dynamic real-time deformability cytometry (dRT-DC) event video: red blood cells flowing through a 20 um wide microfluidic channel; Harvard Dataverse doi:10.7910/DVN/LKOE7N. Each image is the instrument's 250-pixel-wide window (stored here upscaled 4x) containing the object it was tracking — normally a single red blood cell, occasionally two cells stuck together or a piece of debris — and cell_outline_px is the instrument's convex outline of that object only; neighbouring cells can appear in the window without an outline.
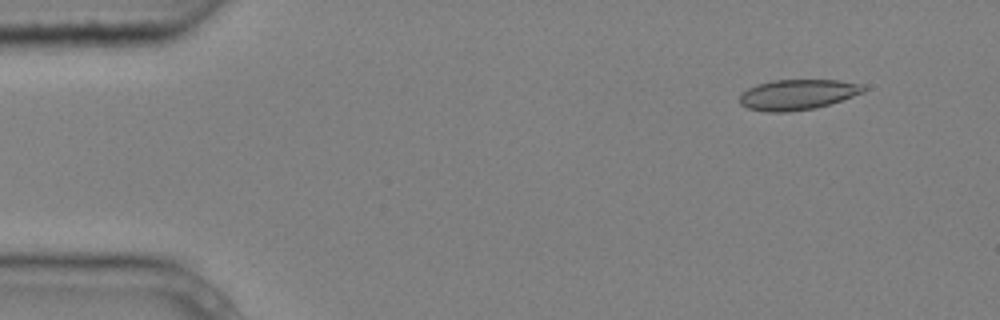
{"species": "common noctule bat (a hibernating species)", "species_latin": "Nyctalus noctula", "temperature_condition": "cold", "stored_images_in_passage": 6, "camera_frame_rate_fps": 3000, "um_per_image_px": 0.085, "animal": {"sex": "male", "body_mass_g": 20.4}, "frame": {"image": 1, "passage_image": 2, "time_ms": 0.333, "image_size_px": [1000, 320], "cell_outline_px": [[864, 92], [816, 108], [788, 112], [768, 112], [748, 108], [740, 104], [740, 96], [748, 88], [756, 84], [772, 80], [836, 80], [864, 84]], "centroid_in_image_um": [67.77, 8.04], "position_along_channel_um": 17.2, "area_um2": 21.79}}